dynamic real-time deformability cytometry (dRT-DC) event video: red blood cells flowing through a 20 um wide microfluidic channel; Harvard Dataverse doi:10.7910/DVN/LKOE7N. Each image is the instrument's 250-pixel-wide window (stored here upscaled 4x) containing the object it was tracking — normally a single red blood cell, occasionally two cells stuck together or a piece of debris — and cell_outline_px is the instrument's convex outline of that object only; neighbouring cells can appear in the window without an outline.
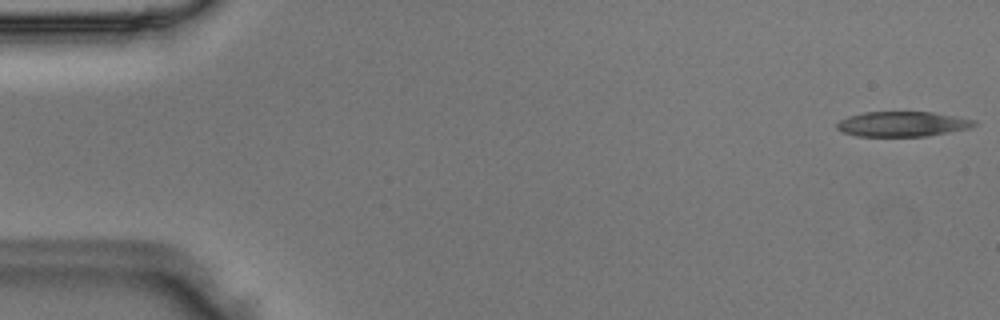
{"species": "Egyptian fruit bat (a non-hibernating species)", "species_latin": "Rousettus aegyptiacus", "temperature_condition": "room temperature", "stored_images_in_passage": 50, "camera_frame_rate_fps": 3000, "um_per_image_px": 0.085, "animal": {"sex": "male"}, "frame": {"image": 1, "passage_image": 1, "time_ms": 0.0, "image_size_px": [1000, 320], "cell_outline_px": [[976, 124], [968, 128], [928, 136], [856, 136], [844, 132], [836, 128], [836, 124], [840, 120], [848, 116], [864, 112], [932, 112], [956, 116], [976, 120]], "centroid_in_image_um": [76.69, 10.54], "position_along_channel_um": 8.3, "area_um2": 19.94}}
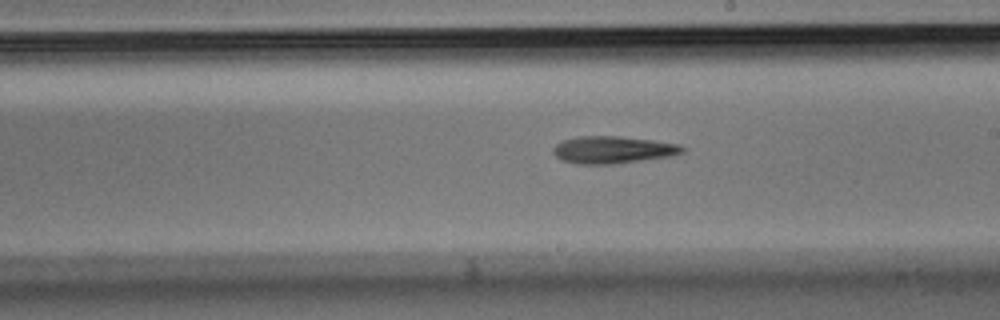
{"frame": {"image": 2, "passage_image": 28, "time_ms": 9.0, "image_size_px": [1000, 320], "cell_outline_px": [[688, 148], [684, 152], [668, 156], [612, 164], [576, 164], [560, 160], [552, 152], [552, 148], [556, 144], [564, 140], [576, 136], [620, 136], [652, 140], [680, 144]], "centroid_in_image_um": [52.07, 12.72], "position_along_channel_um": 236.9, "area_um2": 20.58}}
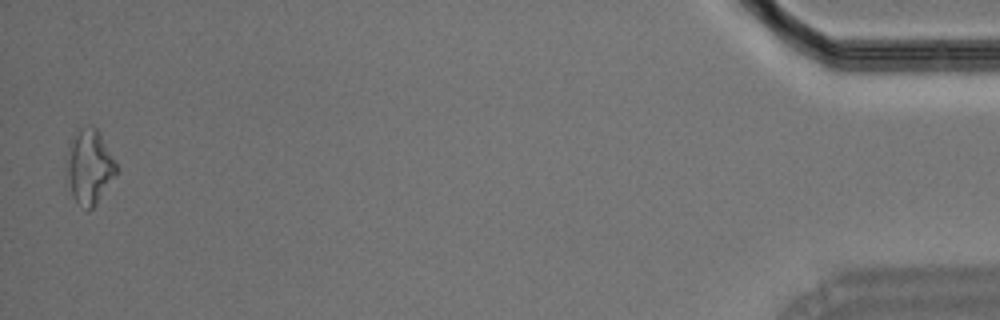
{"frame": {"image": 3, "passage_image": 49, "time_ms": 16.0, "image_size_px": [1000, 320], "cell_outline_px": [[116, 172], [96, 204], [88, 212], [72, 196], [64, 164], [68, 140], [76, 128], [96, 128], [100, 132], [116, 164]], "centroid_in_image_um": [7.52, 14.13], "position_along_channel_um": 427.7, "area_um2": 21.68}}